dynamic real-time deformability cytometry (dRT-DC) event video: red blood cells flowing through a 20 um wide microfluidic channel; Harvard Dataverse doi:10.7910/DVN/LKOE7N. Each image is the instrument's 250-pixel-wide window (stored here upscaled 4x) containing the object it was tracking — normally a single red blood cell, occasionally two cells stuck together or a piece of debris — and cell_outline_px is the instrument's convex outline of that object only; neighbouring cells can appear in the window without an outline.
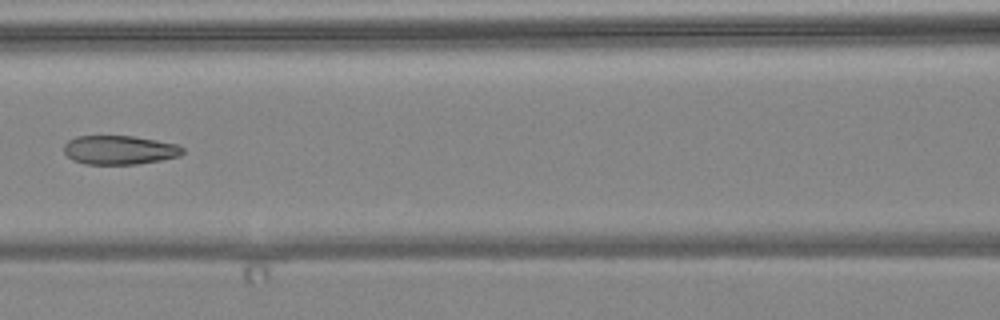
{"species": "common noctule bat (a hibernating species)", "species_latin": "Nyctalus noctula", "temperature_condition": "warm", "stored_images_in_passage": 6, "camera_frame_rate_fps": 3000, "um_per_image_px": 0.085, "animal": {"sex": "female", "body_mass_g": 24.6, "forearm_length_mm": 56.2}, "frame": {"image": 1, "passage_image": 6, "time_ms": 5.667, "image_size_px": [1000, 320], "cell_outline_px": [[184, 152], [180, 156], [160, 160], [136, 164], [84, 164], [72, 160], [64, 152], [64, 144], [68, 140], [76, 136], [132, 136], [156, 140], [176, 144], [184, 148]], "centroid_in_image_um": [10.14, 12.75], "position_along_channel_um": 156.5, "area_um2": 20.06}}